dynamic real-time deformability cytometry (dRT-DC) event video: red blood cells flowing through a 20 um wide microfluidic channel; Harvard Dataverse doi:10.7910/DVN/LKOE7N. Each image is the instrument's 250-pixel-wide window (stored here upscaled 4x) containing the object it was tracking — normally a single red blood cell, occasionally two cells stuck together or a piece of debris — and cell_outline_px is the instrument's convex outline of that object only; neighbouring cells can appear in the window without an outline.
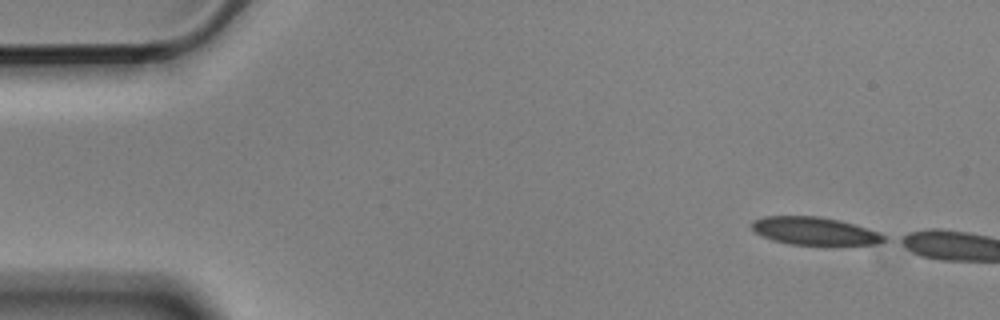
{"species": "Egyptian fruit bat (a non-hibernating species)", "species_latin": "Rousettus aegyptiacus", "temperature_condition": "cold", "stored_images_in_passage": 2, "camera_frame_rate_fps": 3000, "um_per_image_px": 0.085, "animal": {"sex": "male"}, "frame": {"image": 1, "passage_image": 1, "time_ms": 0.0, "image_size_px": [1000, 320], "cell_outline_px": [[888, 236], [884, 240], [876, 244], [788, 244], [772, 240], [756, 232], [752, 228], [752, 220], [764, 216], [820, 216], [840, 220], [880, 232]], "centroid_in_image_um": [69.24, 19.62], "position_along_channel_um": 15.8, "area_um2": 21.27}}